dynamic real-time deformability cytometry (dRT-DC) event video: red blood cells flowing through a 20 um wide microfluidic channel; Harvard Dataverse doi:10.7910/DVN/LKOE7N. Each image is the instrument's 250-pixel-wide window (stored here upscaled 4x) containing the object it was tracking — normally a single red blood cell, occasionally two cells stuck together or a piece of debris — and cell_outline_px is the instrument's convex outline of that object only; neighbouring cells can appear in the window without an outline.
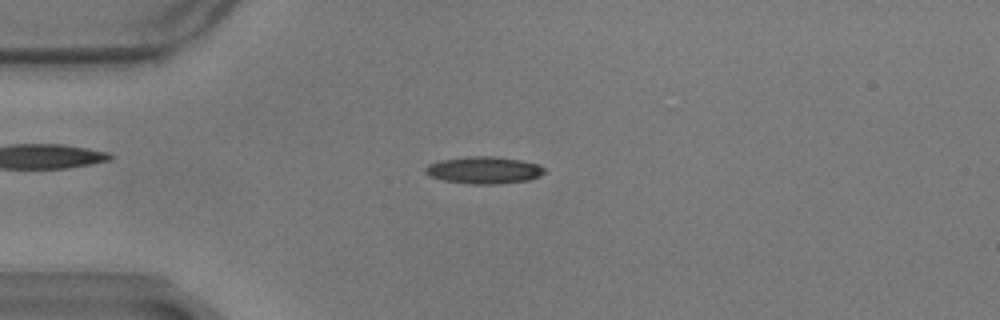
{"species": "common noctule bat (a hibernating species)", "species_latin": "Nyctalus noctula", "temperature_condition": "warm", "stored_images_in_passage": 60, "camera_frame_rate_fps": 3000, "um_per_image_px": 0.085, "animal": {"sex": "male", "body_mass_g": 17.9}, "frame": {"image": 1, "passage_image": 16, "time_ms": 5.0, "image_size_px": [1000, 320], "cell_outline_px": [[544, 172], [540, 176], [528, 180], [496, 184], [472, 184], [444, 180], [428, 176], [424, 172], [424, 168], [428, 164], [440, 160], [472, 156], [492, 156], [520, 160], [540, 164], [544, 168]], "centroid_in_image_um": [41.12, 14.46], "position_along_channel_um": 43.9, "area_um2": 18.79}}
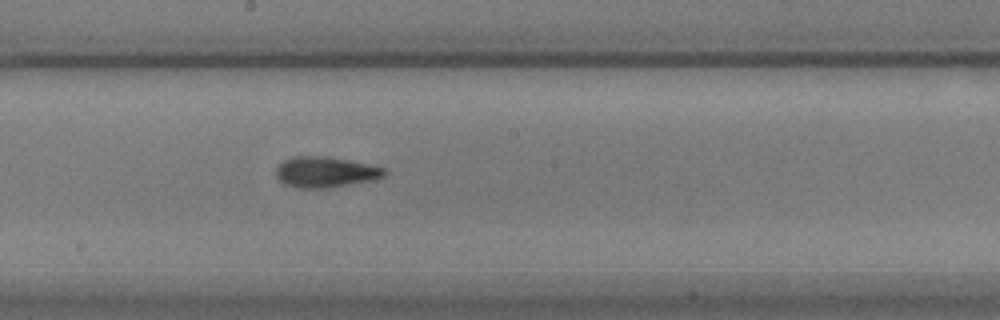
{"frame": {"image": 2, "passage_image": 33, "time_ms": 10.667, "image_size_px": [1000, 320], "cell_outline_px": [[388, 172], [384, 176], [372, 180], [328, 188], [296, 188], [284, 184], [276, 176], [276, 168], [288, 156], [328, 156], [388, 168]], "centroid_in_image_um": [27.66, 14.62], "position_along_channel_um": 220.5, "area_um2": 19.59}}
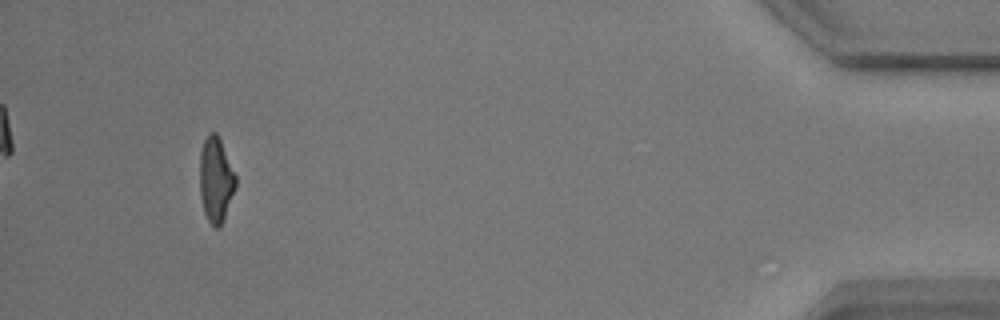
{"frame": {"image": 3, "passage_image": 56, "time_ms": 18.333, "image_size_px": [1000, 320], "cell_outline_px": [[236, 188], [220, 228], [216, 228], [208, 220], [204, 212], [200, 192], [200, 152], [204, 140], [208, 132], [216, 132], [220, 140], [236, 176]], "centroid_in_image_um": [18.34, 15.28], "position_along_channel_um": 416.9, "area_um2": 17.69}, "authors_computed_cell_mechanics": {"area_um2": 18.496, "velocity_mm_per_s": 3.4665, "shape_relaxation_time_tau1_ms": 5.6467, "shape_relaxation_time_tau2_ms": 1.8521, "deformation_change_tau1": 0.1869, "deformation_change_tau2": 0.1041}}